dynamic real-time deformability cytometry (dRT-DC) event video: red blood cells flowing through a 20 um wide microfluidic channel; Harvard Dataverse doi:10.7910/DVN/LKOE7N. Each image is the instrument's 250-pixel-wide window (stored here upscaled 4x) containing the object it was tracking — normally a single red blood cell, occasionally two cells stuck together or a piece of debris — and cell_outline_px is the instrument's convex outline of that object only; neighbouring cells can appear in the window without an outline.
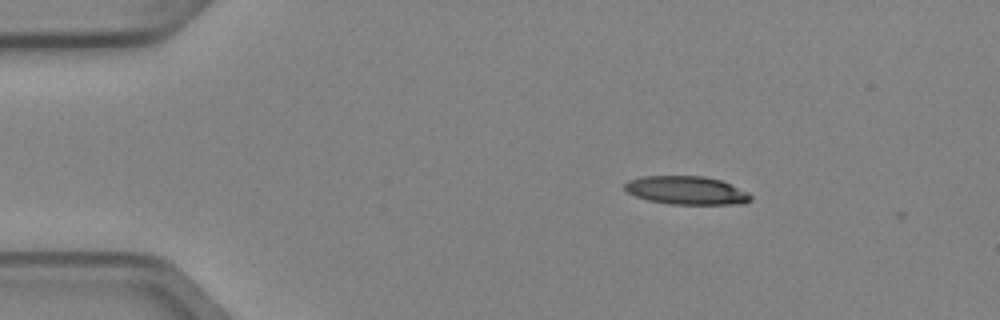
{"species": "Egyptian fruit bat (a non-hibernating species)", "species_latin": "Rousettus aegyptiacus", "temperature_condition": "cold", "stored_images_in_passage": 3, "camera_frame_rate_fps": 3000, "um_per_image_px": 0.085, "animal": {"sex": "female"}, "frame": {"image": 1, "passage_image": 1, "time_ms": 0.0, "image_size_px": [1000, 320], "cell_outline_px": [[752, 200], [744, 204], [672, 204], [648, 200], [636, 196], [628, 192], [624, 188], [624, 184], [628, 180], [640, 176], [704, 176], [720, 180], [748, 192], [752, 196]], "centroid_in_image_um": [58.35, 16.18], "position_along_channel_um": 26.6, "area_um2": 20.81}}
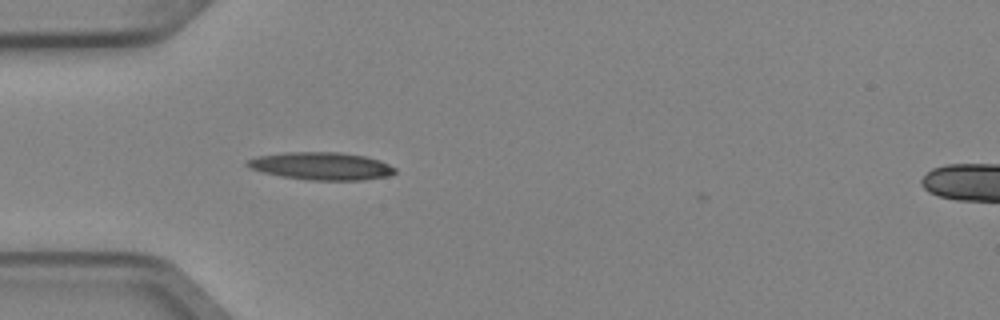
{"frame": {"image": 2, "passage_image": 3, "time_ms": 0.667, "image_size_px": [1000, 320], "cell_outline_px": [[396, 172], [388, 176], [364, 180], [308, 180], [280, 176], [248, 168], [244, 164], [248, 160], [256, 156], [284, 152], [340, 152], [364, 156], [380, 160], [396, 168]], "centroid_in_image_um": [27.3, 14.11], "position_along_channel_um": 57.7, "area_um2": 23.93}}